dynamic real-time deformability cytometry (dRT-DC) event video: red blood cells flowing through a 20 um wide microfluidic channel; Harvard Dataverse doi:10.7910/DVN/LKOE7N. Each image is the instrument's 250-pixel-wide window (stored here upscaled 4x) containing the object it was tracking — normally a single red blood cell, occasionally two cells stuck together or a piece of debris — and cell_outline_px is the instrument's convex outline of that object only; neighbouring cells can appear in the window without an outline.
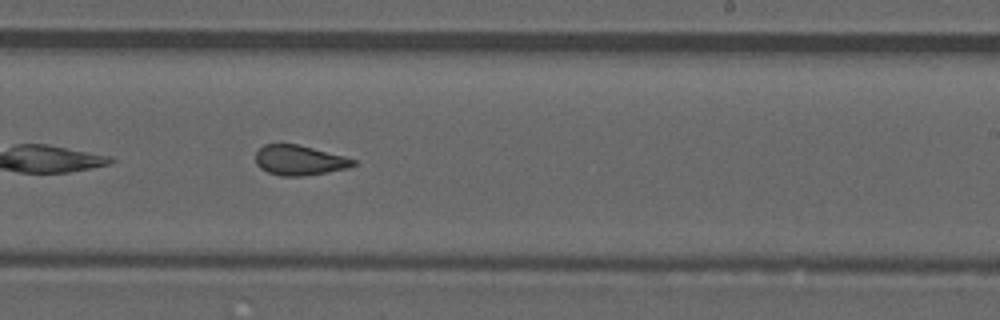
{"species": "common noctule bat (a hibernating species)", "species_latin": "Nyctalus noctula", "temperature_condition": "room temperature", "stored_images_in_passage": 38, "camera_frame_rate_fps": 3000, "um_per_image_px": 0.085, "animal": {"sex": "male", "forearm_length_mm": 52.5}, "frame": {"image": 1, "passage_image": 17, "time_ms": 5.333, "image_size_px": [1000, 320], "cell_outline_px": [[356, 164], [348, 168], [300, 176], [280, 176], [268, 172], [260, 168], [256, 164], [256, 152], [264, 144], [296, 144], [344, 156], [356, 160]], "centroid_in_image_um": [25.42, 13.62], "position_along_channel_um": 263.6, "area_um2": 16.82}, "authors_computed_cell_mechanics": {"area_um2": 17.5423, "velocity_mm_per_s": 3.8768, "shape_relaxation_time_tau1_ms": null, "shape_relaxation_time_tau2_ms": 1.5497, "deformation_change_tau1": null, "deformation_change_tau2": 0.0811}}